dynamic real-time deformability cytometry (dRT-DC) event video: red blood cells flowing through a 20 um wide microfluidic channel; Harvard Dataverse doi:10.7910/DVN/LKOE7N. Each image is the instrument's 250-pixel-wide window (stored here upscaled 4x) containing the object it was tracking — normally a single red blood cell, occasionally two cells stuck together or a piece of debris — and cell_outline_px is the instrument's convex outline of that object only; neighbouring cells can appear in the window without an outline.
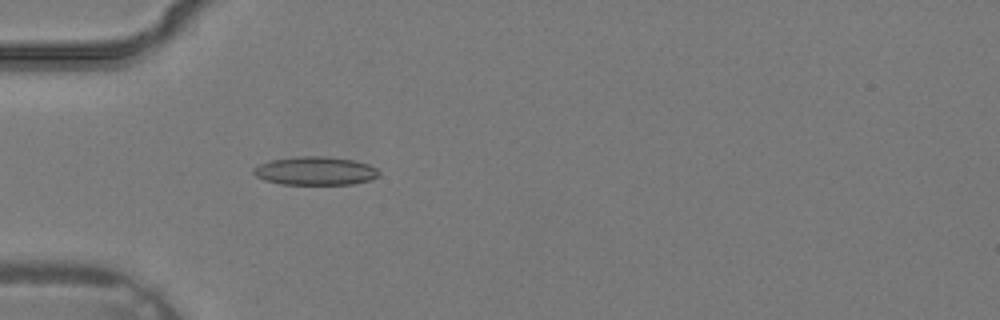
{"species": "common noctule bat (a hibernating species)", "species_latin": "Nyctalus noctula", "temperature_condition": "warm", "stored_images_in_passage": 34, "camera_frame_rate_fps": 3000, "um_per_image_px": 0.085, "animal": {"sex": "male", "body_mass_g": 19.2, "forearm_length_mm": 51.8}, "frame": {"image": 1, "passage_image": 9, "time_ms": 2.667, "image_size_px": [1000, 320], "cell_outline_px": [[380, 176], [368, 180], [352, 184], [280, 184], [264, 180], [256, 176], [252, 172], [252, 168], [260, 164], [272, 160], [300, 156], [324, 156], [352, 160], [368, 164], [376, 168], [380, 172]], "centroid_in_image_um": [26.79, 14.53], "position_along_channel_um": 58.2, "area_um2": 20.69}}
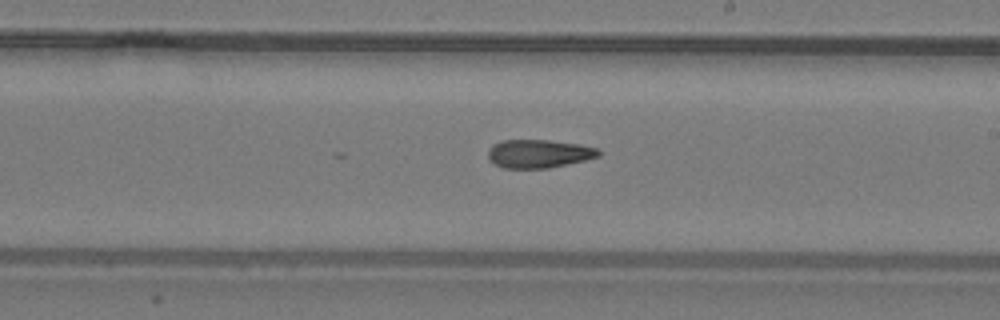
{"frame": {"image": 2, "passage_image": 19, "time_ms": 6.0, "image_size_px": [1000, 320], "cell_outline_px": [[600, 156], [584, 160], [548, 168], [504, 168], [496, 164], [488, 156], [488, 148], [492, 144], [500, 140], [548, 140], [580, 144], [600, 148]], "centroid_in_image_um": [45.81, 13.05], "position_along_channel_um": 243.2, "area_um2": 18.26}}
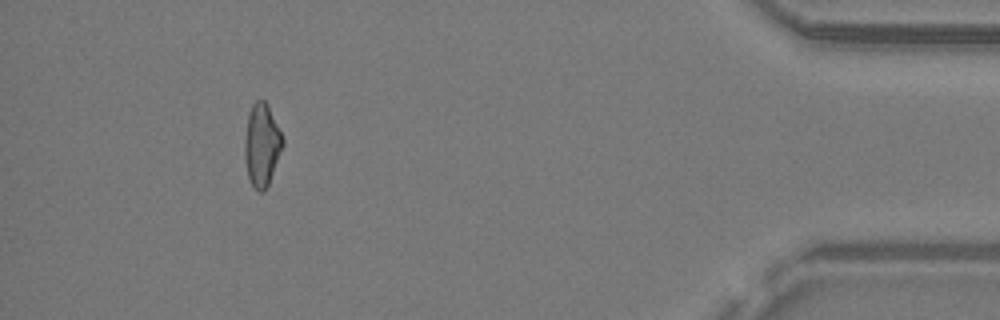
{"frame": {"image": 3, "passage_image": 31, "time_ms": 10.0, "image_size_px": [1000, 320], "cell_outline_px": [[284, 144], [268, 184], [264, 192], [260, 192], [252, 188], [248, 176], [244, 156], [244, 140], [248, 116], [252, 104], [256, 100], [264, 100], [268, 104], [284, 140]], "centroid_in_image_um": [22.24, 12.33], "position_along_channel_um": 413.0, "area_um2": 18.32}}